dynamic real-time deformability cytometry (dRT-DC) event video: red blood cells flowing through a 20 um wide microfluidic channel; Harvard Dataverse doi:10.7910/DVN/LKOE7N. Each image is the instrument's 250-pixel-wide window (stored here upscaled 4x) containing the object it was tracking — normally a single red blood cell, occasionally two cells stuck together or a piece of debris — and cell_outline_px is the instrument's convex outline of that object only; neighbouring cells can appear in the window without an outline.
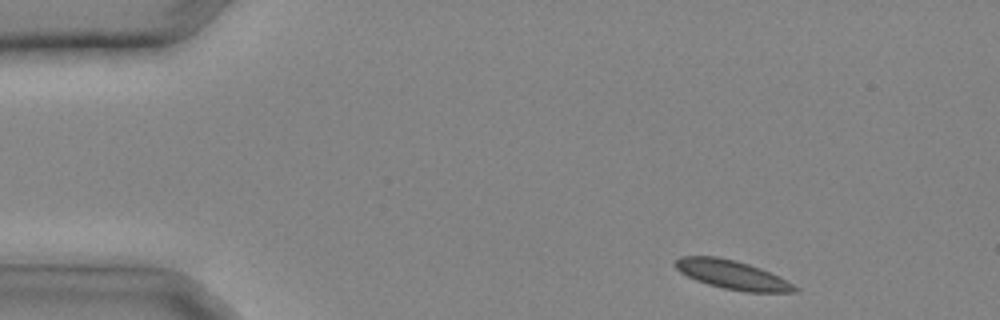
{"species": "common noctule bat (a hibernating species)", "species_latin": "Nyctalus noctula", "temperature_condition": "cold", "stored_images_in_passage": 28, "camera_frame_rate_fps": 3000, "um_per_image_px": 0.085, "animal": {"sex": "male", "body_mass_g": 20.4}, "frame": {"image": 1, "passage_image": 1, "time_ms": 0.0, "image_size_px": [1000, 320], "cell_outline_px": [[800, 288], [796, 292], [744, 292], [724, 288], [708, 284], [696, 280], [680, 272], [672, 264], [680, 256], [716, 256], [736, 260], [760, 268]], "centroid_in_image_um": [62.19, 23.35], "position_along_channel_um": 22.8, "area_um2": 19.88}}
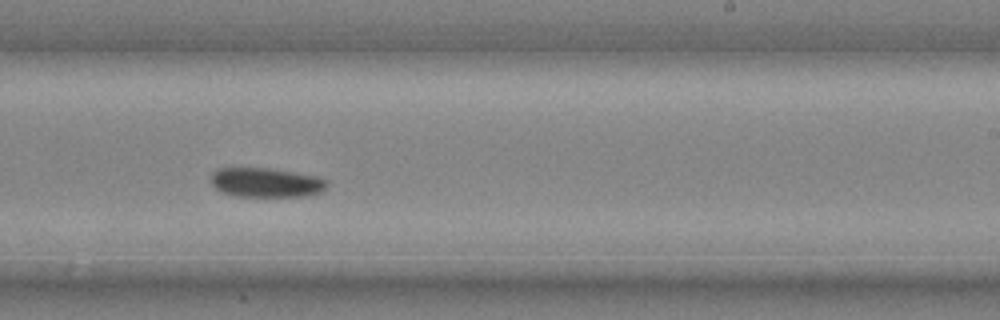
{"frame": {"image": 2, "passage_image": 17, "time_ms": 5.333, "image_size_px": [1000, 320], "cell_outline_px": [[328, 184], [320, 192], [308, 196], [236, 196], [220, 192], [212, 184], [212, 172], [216, 168], [268, 168], [316, 176], [328, 180]], "centroid_in_image_um": [22.6, 15.51], "position_along_channel_um": 266.4, "area_um2": 19.83}}
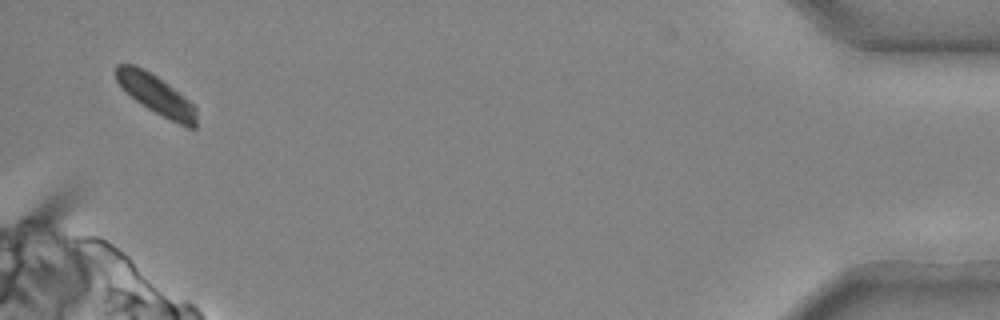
{"frame": {"image": 3, "passage_image": 28, "time_ms": 9.0, "image_size_px": [1000, 320], "cell_outline_px": [[196, 128], [188, 128], [148, 108], [136, 100], [116, 80], [116, 64], [132, 64], [144, 68], [168, 84], [188, 100], [196, 108]], "centroid_in_image_um": [13.28, 8.03], "position_along_channel_um": 421.9, "area_um2": 17.92}}